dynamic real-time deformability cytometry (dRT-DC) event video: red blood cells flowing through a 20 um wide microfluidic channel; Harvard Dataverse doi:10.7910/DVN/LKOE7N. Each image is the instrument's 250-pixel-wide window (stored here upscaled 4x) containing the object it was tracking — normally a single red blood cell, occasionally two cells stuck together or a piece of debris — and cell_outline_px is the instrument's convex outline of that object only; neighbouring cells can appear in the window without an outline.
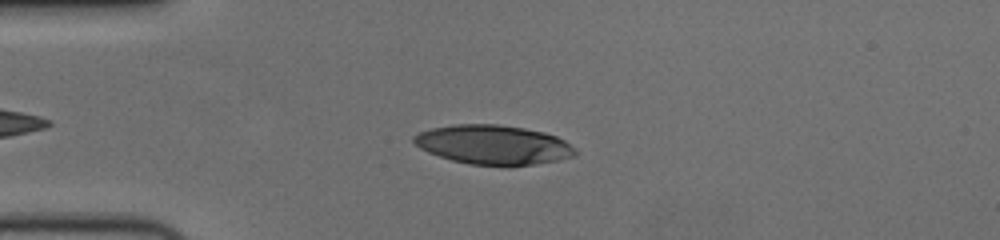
{"species": "human", "species_latin": "Homo sapiens", "temperature_condition": "cold", "stored_images_in_passage": 40, "camera_frame_rate_fps": 3000, "um_per_image_px": 0.085, "donor": {"sex": "female"}, "frame": {"image": 1, "passage_image": 7, "time_ms": 2.0, "image_size_px": [1000, 240], "cell_outline_px": [[576, 156], [536, 164], [468, 164], [452, 160], [428, 152], [420, 148], [412, 140], [412, 136], [420, 132], [432, 128], [456, 124], [500, 124], [524, 128], [544, 132], [556, 136], [564, 140], [576, 148]], "centroid_in_image_um": [41.93, 12.28], "position_along_channel_um": 43.1, "area_um2": 36.59}}
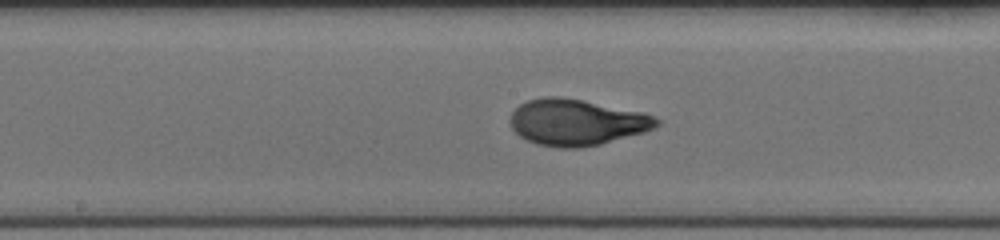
{"frame": {"image": 2, "passage_image": 22, "time_ms": 7.0, "image_size_px": [1000, 240], "cell_outline_px": [[660, 124], [656, 128], [644, 132], [600, 144], [580, 148], [556, 148], [536, 144], [520, 136], [512, 128], [508, 120], [512, 112], [520, 104], [528, 100], [544, 96], [560, 96], [644, 112], [656, 116], [660, 120]], "centroid_in_image_um": [49.02, 10.39], "position_along_channel_um": 199.2, "area_um2": 39.71}}
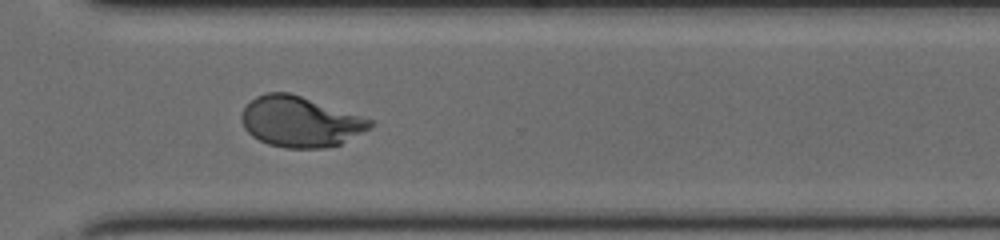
{"frame": {"image": 3, "passage_image": 34, "time_ms": 11.0, "image_size_px": [1000, 240], "cell_outline_px": [[376, 124], [372, 128], [340, 144], [324, 148], [284, 148], [268, 144], [252, 136], [244, 128], [240, 120], [240, 116], [244, 108], [256, 96], [268, 92], [288, 92], [372, 120]], "centroid_in_image_um": [25.5, 10.36], "position_along_channel_um": 345.1, "area_um2": 37.63}, "authors_computed_cell_mechanics": {"area_um2": 37.6856, "velocity_mm_per_s": 3.6431, "shape_relaxation_time_tau1_ms": 4.2393, "shape_relaxation_time_tau2_ms": null, "deformation_change_tau1": 0.2203, "deformation_change_tau2": null}}